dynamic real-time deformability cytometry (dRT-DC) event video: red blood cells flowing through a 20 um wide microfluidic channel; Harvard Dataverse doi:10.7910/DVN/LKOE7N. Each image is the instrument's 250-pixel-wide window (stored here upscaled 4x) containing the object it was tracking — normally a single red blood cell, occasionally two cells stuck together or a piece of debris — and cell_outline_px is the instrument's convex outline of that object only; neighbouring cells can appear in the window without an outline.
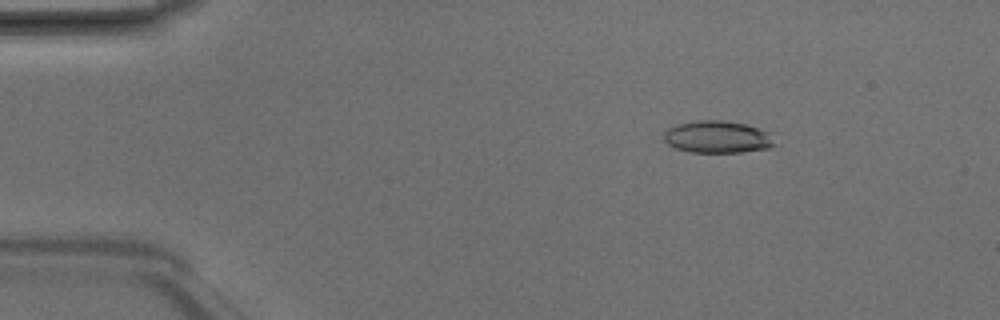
{"species": "Egyptian fruit bat (a non-hibernating species)", "species_latin": "Rousettus aegyptiacus", "temperature_condition": "room temperature", "stored_images_in_passage": 3, "camera_frame_rate_fps": 3000, "um_per_image_px": 0.085, "animal": {"sex": "male"}, "frame": {"image": 1, "passage_image": 1, "time_ms": 0.0, "image_size_px": [1000, 320], "cell_outline_px": [[776, 144], [768, 148], [740, 152], [692, 152], [676, 148], [668, 144], [664, 140], [664, 132], [668, 128], [676, 124], [696, 120], [720, 120], [744, 124], [760, 128], [768, 132]], "centroid_in_image_um": [60.96, 11.63], "position_along_channel_um": 24.0, "area_um2": 20.69}}
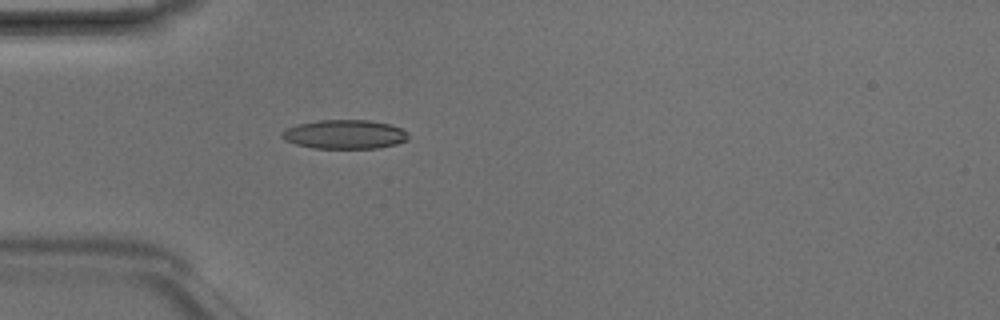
{"frame": {"image": 2, "passage_image": 3, "time_ms": 0.667, "image_size_px": [1000, 320], "cell_outline_px": [[408, 140], [396, 144], [376, 148], [312, 148], [296, 144], [284, 140], [280, 136], [280, 132], [288, 128], [300, 124], [320, 120], [368, 120], [388, 124], [400, 128], [408, 132]], "centroid_in_image_um": [29.29, 11.42], "position_along_channel_um": 55.7, "area_um2": 21.27}}